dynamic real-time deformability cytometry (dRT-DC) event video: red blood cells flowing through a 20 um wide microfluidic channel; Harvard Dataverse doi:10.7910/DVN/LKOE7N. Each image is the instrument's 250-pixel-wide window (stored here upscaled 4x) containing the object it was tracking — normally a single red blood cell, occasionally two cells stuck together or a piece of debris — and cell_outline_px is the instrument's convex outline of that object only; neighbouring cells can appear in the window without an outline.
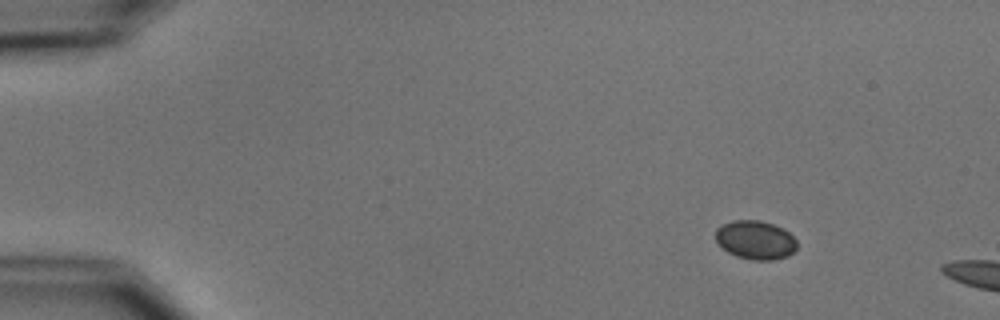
{"species": "common noctule bat (a hibernating species)", "species_latin": "Nyctalus noctula", "temperature_condition": "cold", "stored_images_in_passage": 2, "camera_frame_rate_fps": 3000, "um_per_image_px": 0.085, "animal": {"sex": "male", "body_mass_g": 15.6}, "frame": {"image": 1, "passage_image": 1, "time_ms": 0.0, "image_size_px": [1000, 320], "cell_outline_px": [[796, 248], [788, 256], [772, 260], [752, 260], [736, 256], [728, 252], [716, 240], [716, 228], [732, 220], [760, 220], [784, 228], [796, 240]], "centroid_in_image_um": [64.22, 20.39], "position_along_channel_um": 20.8, "area_um2": 18.26}}